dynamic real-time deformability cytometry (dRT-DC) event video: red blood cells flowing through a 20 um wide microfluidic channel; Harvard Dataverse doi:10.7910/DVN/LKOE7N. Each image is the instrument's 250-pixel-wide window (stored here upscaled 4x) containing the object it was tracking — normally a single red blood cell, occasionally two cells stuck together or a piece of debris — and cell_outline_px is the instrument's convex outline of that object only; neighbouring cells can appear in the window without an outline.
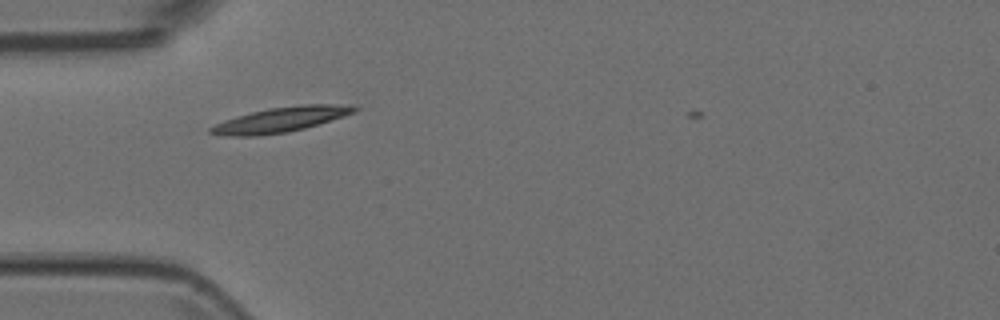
{"species": "Egyptian fruit bat (a non-hibernating species)", "species_latin": "Rousettus aegyptiacus", "temperature_condition": "room temperature", "stored_images_in_passage": 3, "camera_frame_rate_fps": 3000, "um_per_image_px": 0.085, "animal": {"sex": "female"}, "frame": {"image": 1, "passage_image": 1, "time_ms": 0.0, "image_size_px": [1000, 320], "cell_outline_px": [[360, 108], [356, 112], [344, 116], [304, 128], [288, 132], [260, 136], [224, 136], [208, 132], [208, 128], [224, 120], [236, 116], [268, 108], [300, 104], [352, 104]], "centroid_in_image_um": [23.89, 10.16], "position_along_channel_um": 61.1, "area_um2": 21.15}}
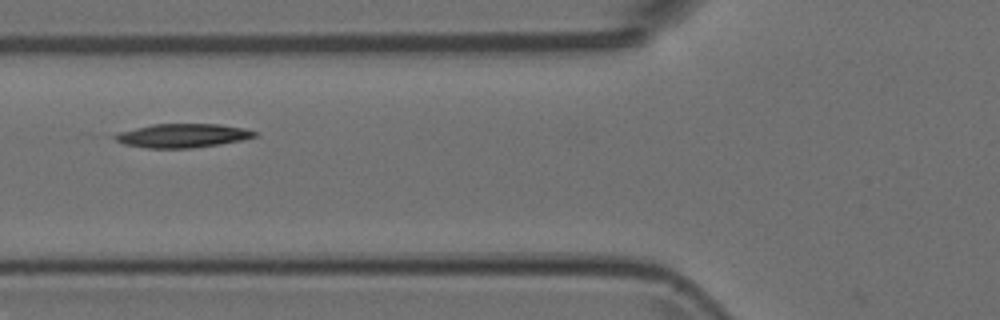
{"frame": {"image": 2, "passage_image": 2, "time_ms": 0.333, "image_size_px": [1000, 320], "cell_outline_px": [[256, 136], [240, 140], [220, 144], [188, 148], [148, 148], [124, 144], [116, 140], [112, 136], [120, 132], [152, 124], [220, 124], [244, 128], [256, 132]], "centroid_in_image_um": [15.5, 11.52], "position_along_channel_um": 110.3, "area_um2": 19.13}}
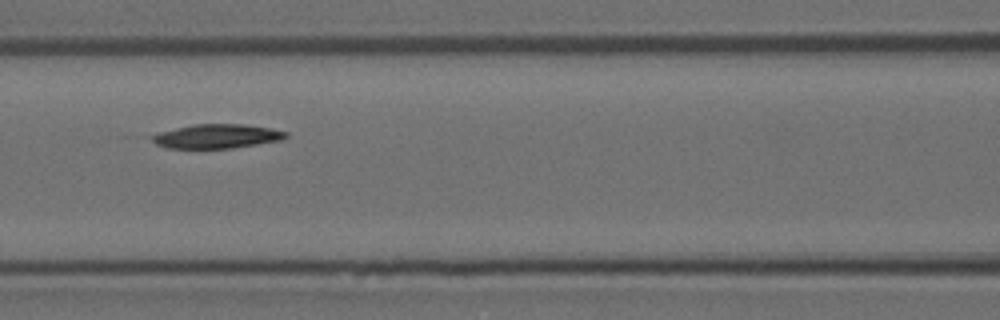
{"frame": {"image": 3, "passage_image": 3, "time_ms": 0.667, "image_size_px": [1000, 320], "cell_outline_px": [[288, 136], [284, 140], [232, 148], [168, 148], [156, 144], [148, 136], [156, 132], [192, 124], [244, 124], [272, 128], [288, 132]], "centroid_in_image_um": [18.43, 11.57], "position_along_channel_um": 148.2, "area_um2": 19.13}}